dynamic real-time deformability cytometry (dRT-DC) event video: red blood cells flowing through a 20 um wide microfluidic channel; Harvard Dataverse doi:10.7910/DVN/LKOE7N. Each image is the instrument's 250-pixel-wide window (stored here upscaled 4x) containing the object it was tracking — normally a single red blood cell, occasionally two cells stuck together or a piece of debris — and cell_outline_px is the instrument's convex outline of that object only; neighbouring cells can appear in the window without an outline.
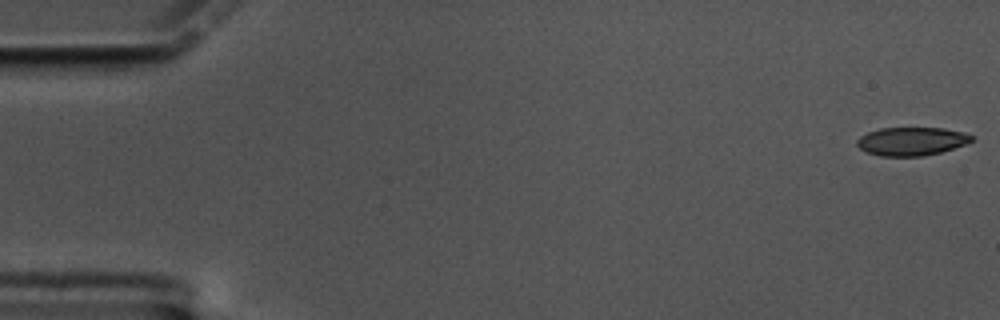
{"species": "common noctule bat (a hibernating species)", "species_latin": "Nyctalus noctula", "temperature_condition": "cold", "stored_images_in_passage": 59, "camera_frame_rate_fps": 3000, "um_per_image_px": 0.085, "animal": {"sex": "male", "body_mass_g": 17.5, "forearm_length_mm": 52.3}, "frame": {"image": 1, "passage_image": 1, "time_ms": 0.0, "image_size_px": [1000, 320], "cell_outline_px": [[972, 140], [964, 144], [940, 152], [924, 156], [880, 156], [868, 152], [860, 148], [856, 144], [856, 140], [860, 136], [868, 132], [880, 128], [944, 128], [964, 132], [972, 136]], "centroid_in_image_um": [77.45, 12.0], "position_along_channel_um": 7.6, "area_um2": 18.79}}
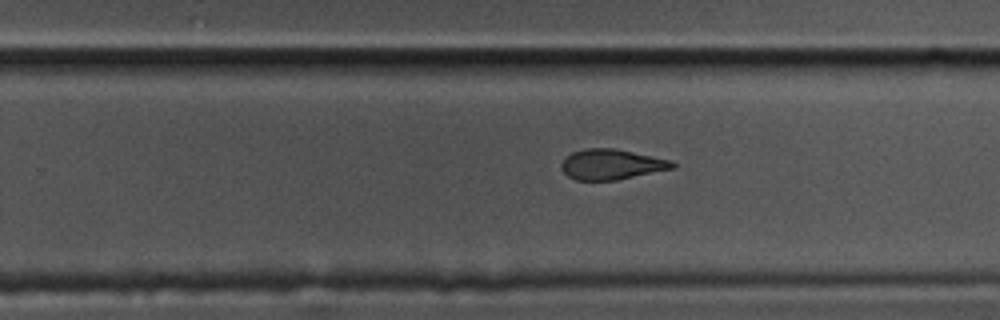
{"frame": {"image": 2, "passage_image": 37, "time_ms": 12.0, "image_size_px": [1000, 320], "cell_outline_px": [[676, 168], [616, 180], [576, 180], [568, 176], [560, 168], [560, 164], [564, 156], [572, 152], [584, 148], [616, 148], [672, 160], [676, 164]], "centroid_in_image_um": [51.97, 13.96], "position_along_channel_um": 277.8, "area_um2": 19.94}}
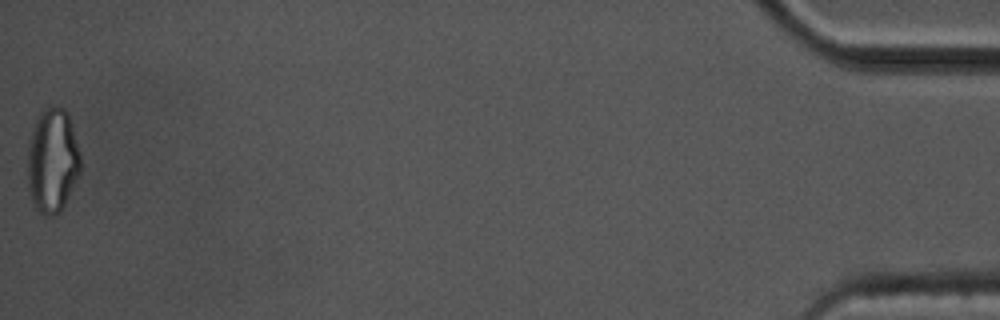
{"frame": {"image": 3, "passage_image": 59, "time_ms": 19.333, "image_size_px": [1000, 320], "cell_outline_px": [[80, 176], [60, 212], [52, 216], [44, 216], [36, 208], [28, 192], [28, 140], [36, 116], [44, 108], [52, 104], [64, 108], [68, 112], [80, 152]], "centroid_in_image_um": [4.46, 13.62], "position_along_channel_um": 430.7, "area_um2": 32.89}, "authors_computed_cell_mechanics": {"area_um2": 20.9814, "velocity_mm_per_s": 3.415, "shape_relaxation_time_tau1_ms": 5.3302, "shape_relaxation_time_tau2_ms": 3.0542, "deformation_change_tau1": 0.166, "deformation_change_tau2": 0.1157}}